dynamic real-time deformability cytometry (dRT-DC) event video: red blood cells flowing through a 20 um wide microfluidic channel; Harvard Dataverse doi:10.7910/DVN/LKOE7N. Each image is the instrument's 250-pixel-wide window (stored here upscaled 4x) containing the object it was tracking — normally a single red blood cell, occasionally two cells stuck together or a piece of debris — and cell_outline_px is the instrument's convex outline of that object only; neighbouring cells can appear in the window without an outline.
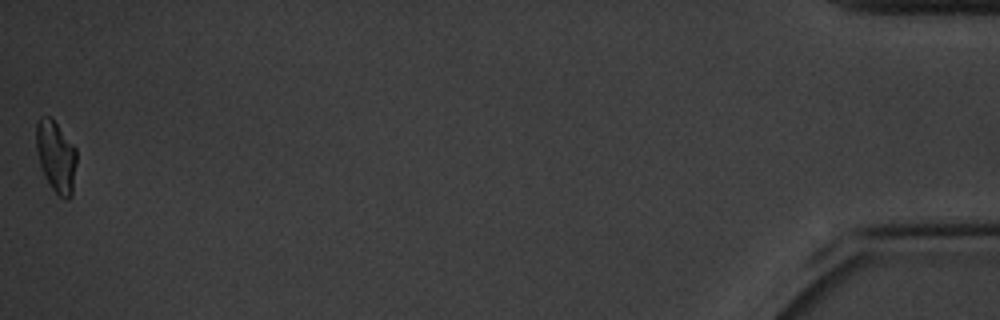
{"species": "common noctule bat (a hibernating species)", "species_latin": "Nyctalus noctula", "temperature_condition": "cold", "stored_images_in_passage": 49, "camera_frame_rate_fps": 3000, "um_per_image_px": 0.085, "animal": {"sex": "male", "body_mass_g": 20.1, "forearm_length_mm": 53.5}, "frame": {"image": 1, "passage_image": 49, "time_ms": 16.0, "image_size_px": [1000, 320], "cell_outline_px": [[76, 164], [72, 196], [68, 200], [64, 200], [52, 188], [44, 176], [36, 152], [36, 120], [40, 116], [52, 116], [76, 148]], "centroid_in_image_um": [4.76, 13.27], "position_along_channel_um": 430.4, "area_um2": 17.17}, "authors_computed_cell_mechanics": {"area_um2": 17.8602, "velocity_mm_per_s": 3.3421, "shape_relaxation_time_tau1_ms": 3.2578, "shape_relaxation_time_tau2_ms": 4.9383, "deformation_change_tau1": 0.1283, "deformation_change_tau2": 0.1016}}